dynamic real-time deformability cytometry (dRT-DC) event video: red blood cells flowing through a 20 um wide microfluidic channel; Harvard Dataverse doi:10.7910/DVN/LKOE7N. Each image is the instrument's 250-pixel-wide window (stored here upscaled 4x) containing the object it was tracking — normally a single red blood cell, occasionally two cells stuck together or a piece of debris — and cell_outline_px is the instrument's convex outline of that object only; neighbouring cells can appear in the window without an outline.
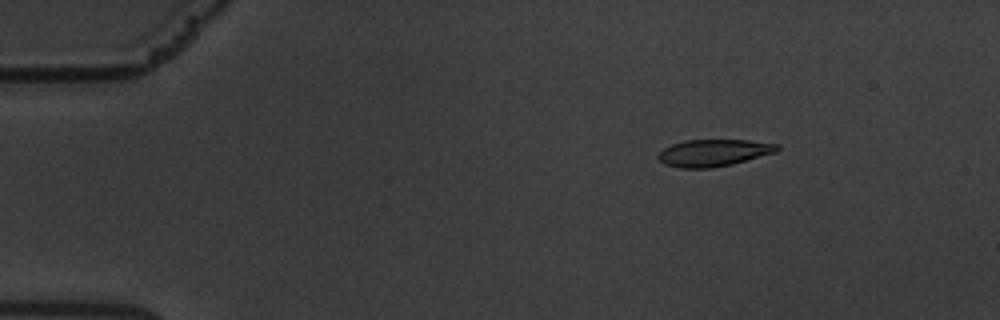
{"species": "common noctule bat (a hibernating species)", "species_latin": "Nyctalus noctula", "temperature_condition": "warm", "stored_images_in_passage": 60, "camera_frame_rate_fps": 3000, "um_per_image_px": 0.085, "animal": {"sex": "male", "body_mass_g": 19.5, "forearm_length_mm": 54.6}, "frame": {"image": 1, "passage_image": 9, "time_ms": 2.667, "image_size_px": [1000, 320], "cell_outline_px": [[780, 148], [776, 152], [732, 164], [712, 168], [680, 168], [664, 164], [656, 156], [664, 148], [672, 144], [684, 140], [748, 140], [780, 144]], "centroid_in_image_um": [60.66, 12.99], "position_along_channel_um": 24.3, "area_um2": 18.73}}
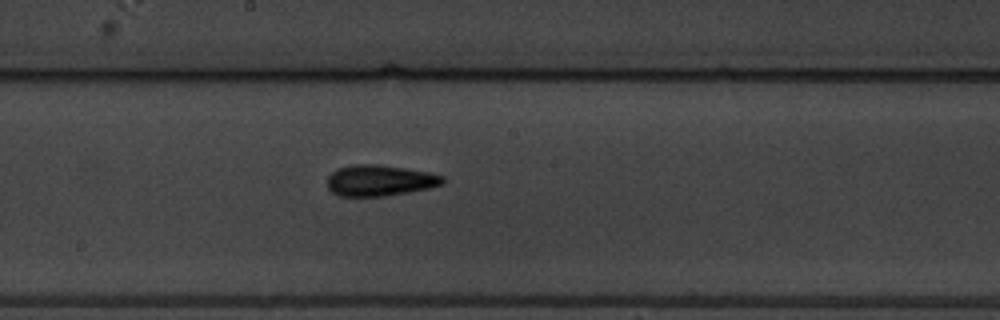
{"frame": {"image": 2, "passage_image": 33, "time_ms": 10.667, "image_size_px": [1000, 320], "cell_outline_px": [[444, 184], [428, 188], [408, 192], [384, 196], [340, 196], [332, 192], [328, 188], [328, 176], [332, 172], [340, 168], [352, 164], [376, 164], [404, 168], [428, 172], [444, 176]], "centroid_in_image_um": [32.28, 15.34], "position_along_channel_um": 215.9, "area_um2": 20.75}}
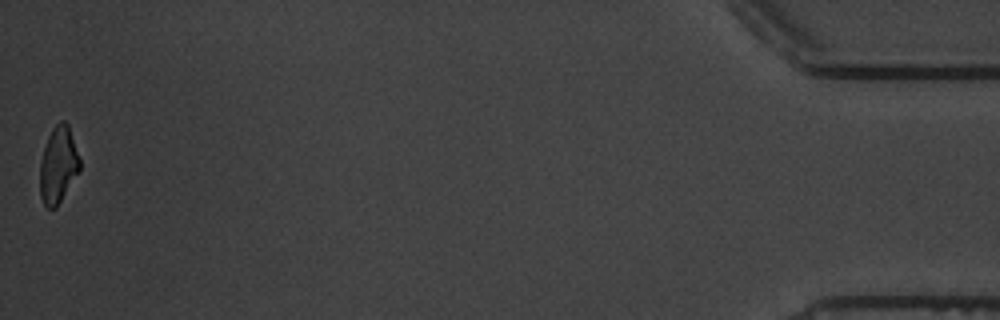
{"frame": {"image": 3, "passage_image": 60, "time_ms": 19.667, "image_size_px": [1000, 320], "cell_outline_px": [[80, 168], [56, 208], [48, 208], [44, 204], [40, 196], [40, 160], [48, 136], [52, 128], [60, 120], [64, 120], [68, 124], [80, 160]], "centroid_in_image_um": [4.93, 14.0], "position_along_channel_um": 430.3, "area_um2": 17.51}, "authors_computed_cell_mechanics": {"area_um2": 19.2763, "velocity_mm_per_s": 3.3896, "shape_relaxation_time_tau1_ms": 4.4419, "shape_relaxation_time_tau2_ms": 3.2382, "deformation_change_tau1": 0.1603, "deformation_change_tau2": 0.1006}}